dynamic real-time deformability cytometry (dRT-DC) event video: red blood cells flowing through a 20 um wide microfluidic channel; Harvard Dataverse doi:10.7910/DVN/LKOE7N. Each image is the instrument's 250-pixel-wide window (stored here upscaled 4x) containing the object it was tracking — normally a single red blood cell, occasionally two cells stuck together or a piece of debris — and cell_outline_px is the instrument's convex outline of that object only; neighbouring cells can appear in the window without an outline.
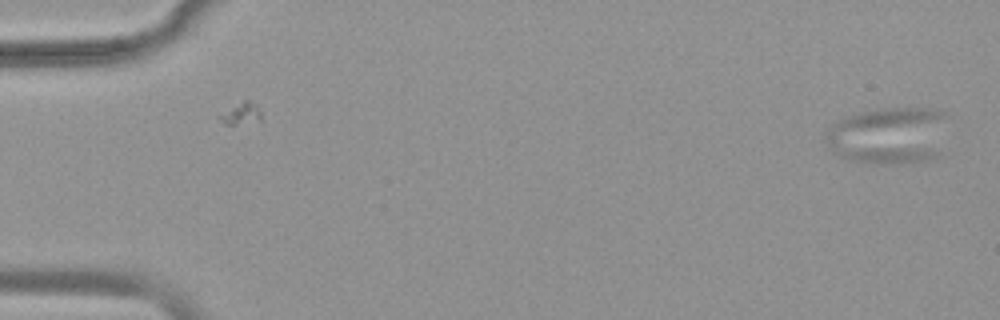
{"species": "common noctule bat (a hibernating species)", "species_latin": "Nyctalus noctula", "temperature_condition": "warm", "stored_images_in_passage": 2, "camera_frame_rate_fps": 3000, "um_per_image_px": 0.085, "animal": {"sex": "female", "body_mass_g": 19.9}, "frame": {"image": 1, "passage_image": 1, "time_ms": 0.0, "image_size_px": [1000, 320], "cell_outline_px": [[948, 116], [940, 156], [936, 160], [896, 164], [876, 164], [844, 160], [832, 152], [828, 148], [824, 140], [824, 132], [836, 120], [844, 116], [876, 108], [940, 108], [948, 112]], "centroid_in_image_um": [75.55, 11.53], "position_along_channel_um": 9.5, "area_um2": 42.48}}